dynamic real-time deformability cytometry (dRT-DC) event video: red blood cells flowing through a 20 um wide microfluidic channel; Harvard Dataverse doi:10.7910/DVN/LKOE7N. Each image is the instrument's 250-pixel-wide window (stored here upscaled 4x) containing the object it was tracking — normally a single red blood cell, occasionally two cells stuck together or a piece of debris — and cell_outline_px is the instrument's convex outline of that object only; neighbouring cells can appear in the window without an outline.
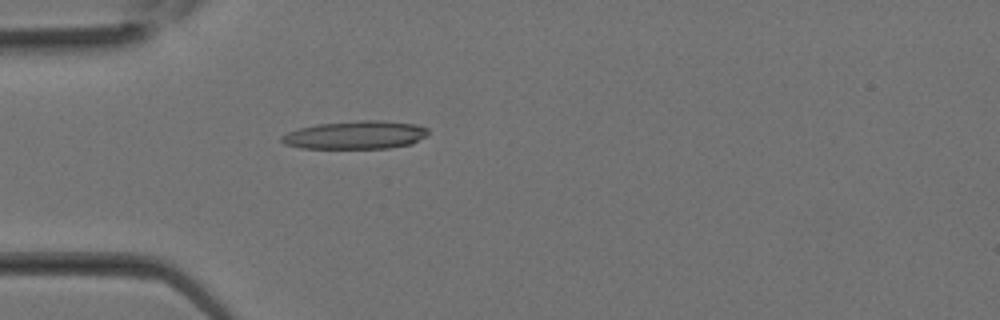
{"species": "Egyptian fruit bat (a non-hibernating species)", "species_latin": "Rousettus aegyptiacus", "temperature_condition": "room temperature", "stored_images_in_passage": 11, "camera_frame_rate_fps": 3000, "um_per_image_px": 0.085, "animal": {"sex": "female"}, "frame": {"image": 1, "passage_image": 7, "time_ms": 2.0, "image_size_px": [1000, 320], "cell_outline_px": [[428, 136], [412, 144], [388, 148], [300, 148], [284, 144], [280, 140], [280, 136], [288, 132], [300, 128], [316, 124], [364, 120], [380, 120], [416, 124], [428, 128]], "centroid_in_image_um": [30.24, 11.47], "position_along_channel_um": 54.8, "area_um2": 24.16}}
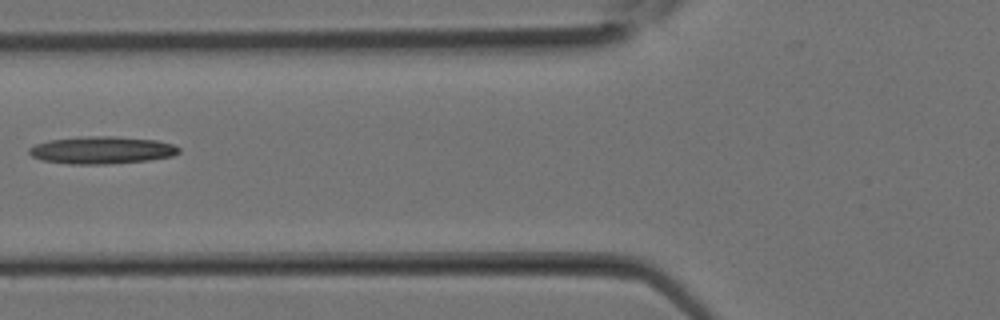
{"frame": {"image": 2, "passage_image": 10, "time_ms": 3.0, "image_size_px": [1000, 320], "cell_outline_px": [[180, 152], [172, 156], [148, 160], [104, 164], [68, 164], [40, 160], [32, 156], [28, 152], [28, 148], [36, 144], [48, 140], [80, 136], [112, 136], [156, 140], [172, 144], [180, 148]], "centroid_in_image_um": [8.61, 12.76], "position_along_channel_um": 117.2, "area_um2": 23.99}}